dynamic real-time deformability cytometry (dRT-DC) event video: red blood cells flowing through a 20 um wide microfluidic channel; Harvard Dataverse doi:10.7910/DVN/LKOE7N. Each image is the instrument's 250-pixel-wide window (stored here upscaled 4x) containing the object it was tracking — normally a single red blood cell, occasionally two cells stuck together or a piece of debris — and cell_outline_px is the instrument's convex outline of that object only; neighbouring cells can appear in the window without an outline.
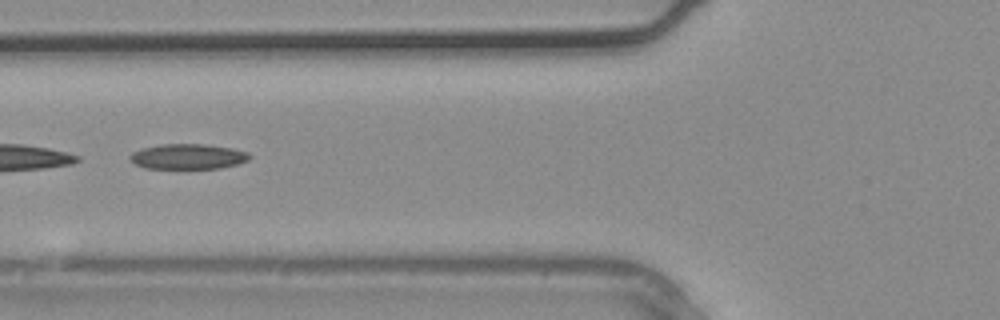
{"species": "common noctule bat (a hibernating species)", "species_latin": "Nyctalus noctula", "temperature_condition": "warm", "stored_images_in_passage": 2, "camera_frame_rate_fps": 3000, "um_per_image_px": 0.085, "animal": {"sex": "male", "body_mass_g": 20.4}, "frame": {"image": 1, "passage_image": 2, "time_ms": 0.333, "image_size_px": [1000, 320], "cell_outline_px": [[252, 156], [248, 160], [236, 164], [220, 168], [144, 168], [136, 164], [128, 156], [132, 152], [144, 148], [160, 144], [204, 144], [232, 148], [248, 152]], "centroid_in_image_um": [15.99, 13.3], "position_along_channel_um": 109.8, "area_um2": 17.46}}